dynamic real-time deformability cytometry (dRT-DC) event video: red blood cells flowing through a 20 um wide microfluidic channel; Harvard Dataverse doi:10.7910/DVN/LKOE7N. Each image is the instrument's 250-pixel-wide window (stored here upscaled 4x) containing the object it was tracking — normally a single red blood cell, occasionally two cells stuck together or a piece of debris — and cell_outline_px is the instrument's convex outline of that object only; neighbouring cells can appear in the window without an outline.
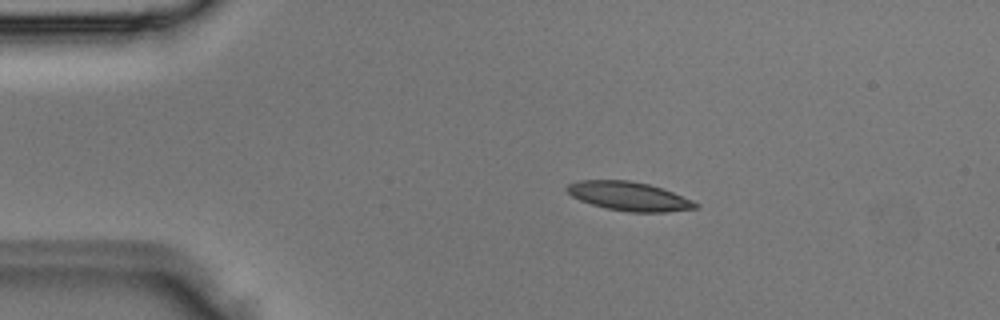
{"species": "Egyptian fruit bat (a non-hibernating species)", "species_latin": "Rousettus aegyptiacus", "temperature_condition": "room temperature", "stored_images_in_passage": 2, "camera_frame_rate_fps": 3000, "um_per_image_px": 0.085, "animal": {"sex": "male"}, "frame": {"image": 1, "passage_image": 1, "time_ms": 0.0, "image_size_px": [1000, 320], "cell_outline_px": [[700, 204], [696, 208], [664, 212], [628, 212], [608, 208], [592, 204], [580, 200], [572, 196], [564, 188], [568, 184], [580, 180], [628, 180], [648, 184], [672, 192], [692, 200]], "centroid_in_image_um": [53.44, 16.68], "position_along_channel_um": 31.6, "area_um2": 21.39}}